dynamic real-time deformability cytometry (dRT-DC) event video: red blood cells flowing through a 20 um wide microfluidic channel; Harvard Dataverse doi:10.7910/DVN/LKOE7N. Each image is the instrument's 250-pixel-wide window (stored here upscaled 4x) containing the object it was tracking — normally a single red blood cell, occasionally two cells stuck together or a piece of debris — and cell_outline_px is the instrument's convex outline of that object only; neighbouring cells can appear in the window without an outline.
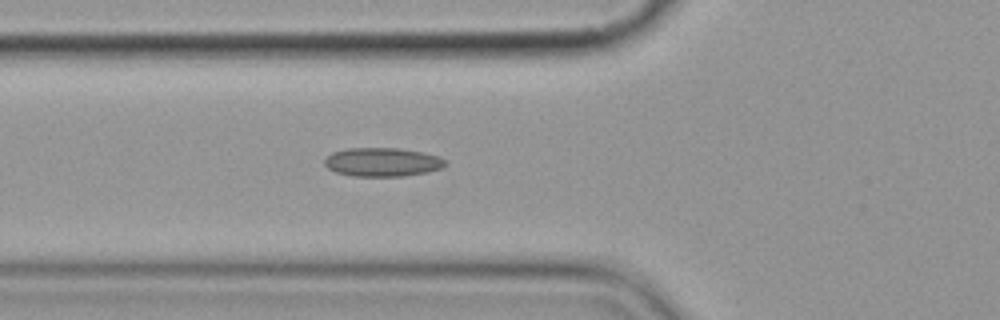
{"species": "common noctule bat (a hibernating species)", "species_latin": "Nyctalus noctula", "temperature_condition": "cold", "stored_images_in_passage": 2, "camera_frame_rate_fps": 3000, "um_per_image_px": 0.085, "animal": {"sex": "female", "body_mass_g": 19.9}, "frame": {"image": 1, "passage_image": 2, "time_ms": 1.0, "image_size_px": [1000, 320], "cell_outline_px": [[448, 164], [440, 168], [428, 172], [404, 176], [352, 176], [336, 172], [328, 168], [324, 164], [324, 160], [332, 152], [348, 148], [400, 148], [424, 152], [440, 156], [448, 160]], "centroid_in_image_um": [32.55, 13.77], "position_along_channel_um": 93.2, "area_um2": 20.46}}